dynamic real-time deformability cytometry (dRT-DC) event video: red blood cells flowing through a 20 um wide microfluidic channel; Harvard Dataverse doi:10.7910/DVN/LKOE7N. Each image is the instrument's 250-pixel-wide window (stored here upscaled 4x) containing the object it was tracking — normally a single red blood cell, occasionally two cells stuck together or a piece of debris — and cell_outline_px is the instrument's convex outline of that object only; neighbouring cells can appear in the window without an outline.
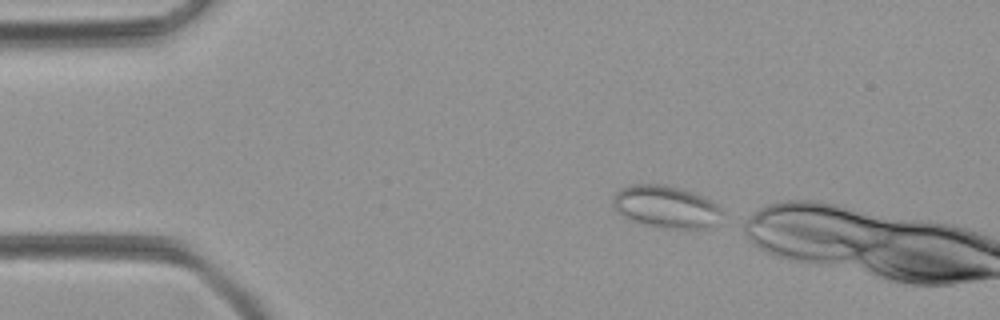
{"species": "common noctule bat (a hibernating species)", "species_latin": "Nyctalus noctula", "temperature_condition": "room temperature", "stored_images_in_passage": 6, "camera_frame_rate_fps": 3000, "um_per_image_px": 0.085, "animal": {"sex": "female", "body_mass_g": 21.9}, "frame": {"image": 1, "passage_image": 1, "time_ms": 0.0, "image_size_px": [1000, 320], "cell_outline_px": [[724, 212], [716, 224], [712, 228], [664, 228], [640, 224], [628, 220], [616, 212], [612, 204], [612, 200], [616, 192], [620, 188], [636, 184], [664, 184], [680, 188], [700, 196], [716, 204]], "centroid_in_image_um": [56.57, 17.59], "position_along_channel_um": 28.4, "area_um2": 27.11}}